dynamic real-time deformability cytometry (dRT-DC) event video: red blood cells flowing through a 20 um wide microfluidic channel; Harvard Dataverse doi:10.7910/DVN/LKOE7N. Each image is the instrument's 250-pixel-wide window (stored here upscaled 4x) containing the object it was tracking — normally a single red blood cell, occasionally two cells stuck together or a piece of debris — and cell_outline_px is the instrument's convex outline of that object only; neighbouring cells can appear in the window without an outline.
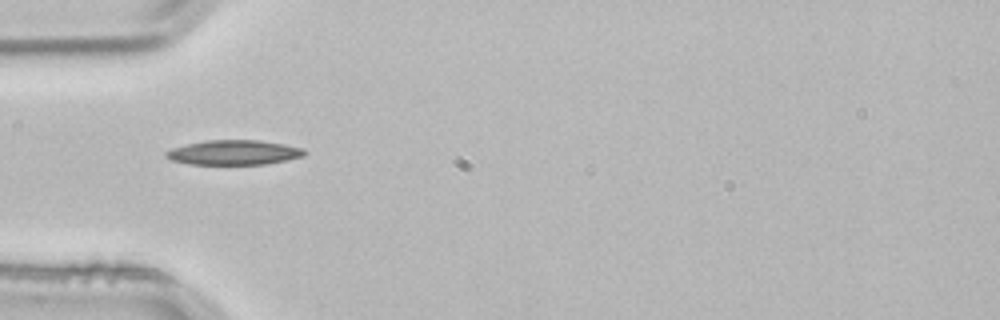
{"species": "common noctule bat (a hibernating species)", "species_latin": "Nyctalus noctula", "temperature_condition": "room temperature", "stored_images_in_passage": 1, "camera_frame_rate_fps": 3000, "um_per_image_px": 0.085, "animal": {"sex": "male", "body_mass_g": 21.5, "forearm_length_mm": 52.0}, "frame": {"image": 1, "passage_image": 1, "time_ms": 0.0, "image_size_px": [1000, 320], "cell_outline_px": [[304, 156], [288, 160], [264, 164], [192, 164], [172, 160], [164, 156], [164, 152], [172, 148], [188, 144], [208, 140], [260, 140], [284, 144], [304, 148]], "centroid_in_image_um": [19.89, 12.96], "position_along_channel_um": 65.1, "area_um2": 19.83}}